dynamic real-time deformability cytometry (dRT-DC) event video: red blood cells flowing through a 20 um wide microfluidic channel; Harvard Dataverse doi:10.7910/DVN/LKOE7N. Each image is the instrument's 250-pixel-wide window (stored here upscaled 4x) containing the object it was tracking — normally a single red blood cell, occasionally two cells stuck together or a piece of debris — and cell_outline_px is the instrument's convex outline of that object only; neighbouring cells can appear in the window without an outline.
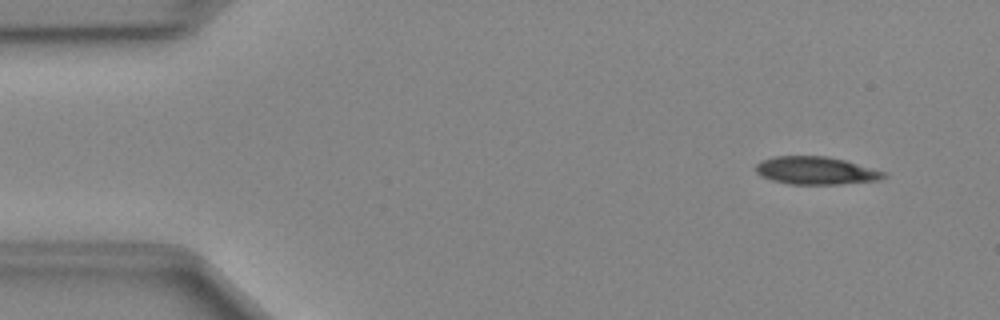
{"species": "Egyptian fruit bat (a non-hibernating species)", "species_latin": "Rousettus aegyptiacus", "temperature_condition": "cold", "stored_images_in_passage": 45, "camera_frame_rate_fps": 3000, "um_per_image_px": 0.085, "animal": {"sex": "female"}, "frame": {"image": 1, "passage_image": 1, "time_ms": 0.0, "image_size_px": [1000, 320], "cell_outline_px": [[888, 176], [880, 180], [840, 184], [788, 184], [772, 180], [760, 176], [756, 172], [756, 164], [772, 156], [824, 156], [844, 160], [888, 172]], "centroid_in_image_um": [69.38, 14.5], "position_along_channel_um": 15.6, "area_um2": 20.81}}
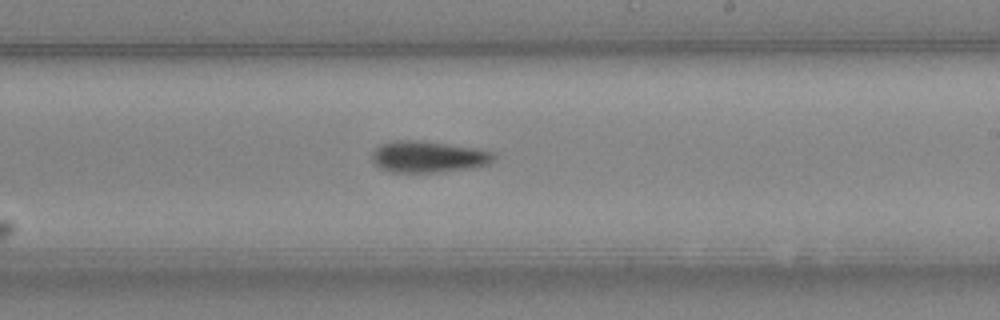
{"frame": {"image": 2, "passage_image": 25, "time_ms": 8.0, "image_size_px": [1000, 320], "cell_outline_px": [[496, 156], [488, 164], [472, 168], [440, 172], [388, 172], [380, 168], [372, 160], [372, 152], [380, 144], [392, 140], [420, 140], [476, 148], [492, 152]], "centroid_in_image_um": [36.37, 13.32], "position_along_channel_um": 252.6, "area_um2": 22.43}}
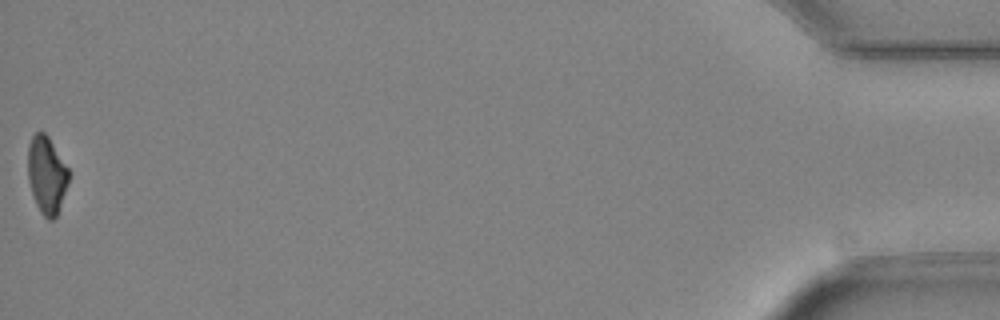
{"frame": {"image": 3, "passage_image": 45, "time_ms": 14.667, "image_size_px": [1000, 320], "cell_outline_px": [[72, 172], [68, 184], [56, 216], [52, 220], [48, 220], [40, 212], [36, 204], [28, 180], [28, 144], [32, 136], [36, 132], [44, 132], [48, 136]], "centroid_in_image_um": [3.99, 14.85], "position_along_channel_um": 431.2, "area_um2": 18.61}}